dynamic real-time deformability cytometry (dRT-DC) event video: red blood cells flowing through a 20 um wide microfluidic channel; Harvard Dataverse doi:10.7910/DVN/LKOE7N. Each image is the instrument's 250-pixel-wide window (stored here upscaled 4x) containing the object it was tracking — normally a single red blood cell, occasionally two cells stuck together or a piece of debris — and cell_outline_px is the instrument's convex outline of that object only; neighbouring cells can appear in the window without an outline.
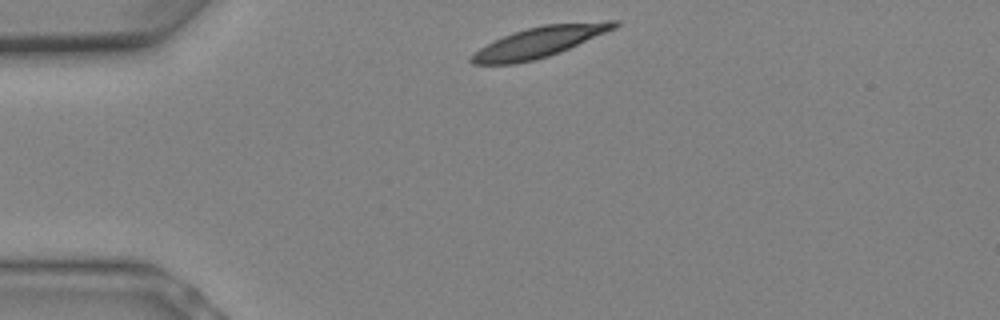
{"species": "Egyptian fruit bat (a non-hibernating species)", "species_latin": "Rousettus aegyptiacus", "temperature_condition": "warm", "stored_images_in_passage": 4, "camera_frame_rate_fps": 3000, "um_per_image_px": 0.085, "animal": {"sex": "female"}, "frame": {"image": 1, "passage_image": 1, "time_ms": 0.0, "image_size_px": [1000, 320], "cell_outline_px": [[620, 24], [616, 28], [560, 52], [548, 56], [532, 60], [512, 64], [472, 64], [468, 60], [480, 48], [504, 36], [528, 28], [544, 24], [608, 20], [620, 20]], "centroid_in_image_um": [45.92, 3.55], "position_along_channel_um": 39.1, "area_um2": 25.14}}
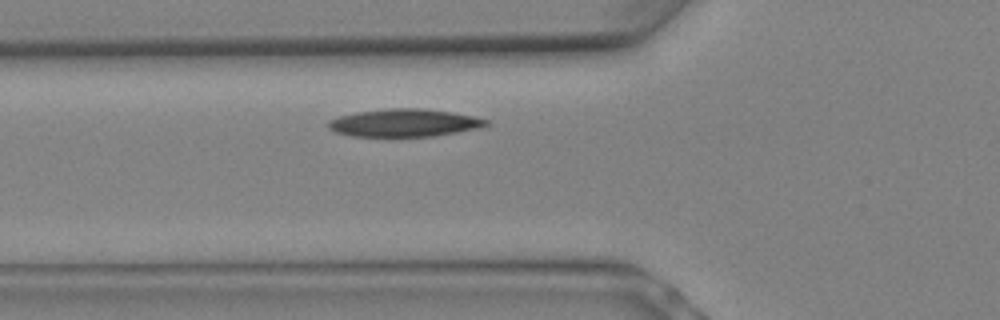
{"frame": {"image": 2, "passage_image": 4, "time_ms": 1.0, "image_size_px": [1000, 320], "cell_outline_px": [[492, 124], [480, 128], [436, 136], [392, 140], [352, 136], [336, 132], [328, 128], [328, 120], [340, 116], [356, 112], [388, 108], [420, 108], [452, 112], [472, 116], [488, 120]], "centroid_in_image_um": [34.35, 10.49], "position_along_channel_um": 91.5, "area_um2": 26.76}}